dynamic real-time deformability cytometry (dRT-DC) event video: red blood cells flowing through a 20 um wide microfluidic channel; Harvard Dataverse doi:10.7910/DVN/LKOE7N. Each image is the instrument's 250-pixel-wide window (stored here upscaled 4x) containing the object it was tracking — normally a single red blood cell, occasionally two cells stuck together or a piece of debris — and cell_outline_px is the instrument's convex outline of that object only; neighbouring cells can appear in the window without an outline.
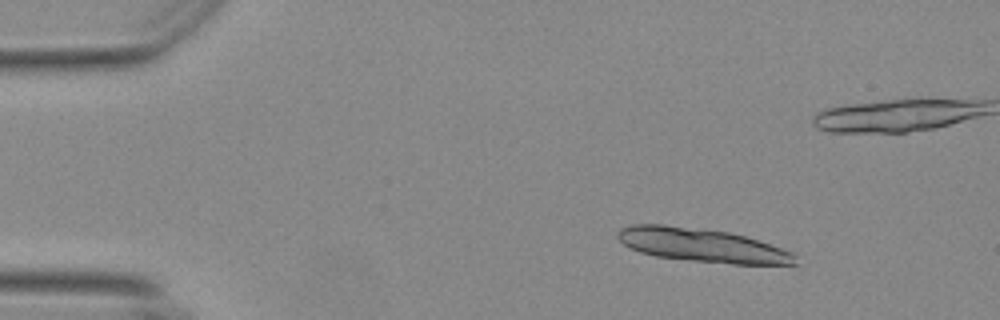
{"species": "Egyptian fruit bat (a non-hibernating species)", "species_latin": "Rousettus aegyptiacus", "temperature_condition": "warm", "stored_images_in_passage": 17, "camera_frame_rate_fps": 3000, "um_per_image_px": 0.085, "animal": {"sex": "female"}, "frame": {"image": 1, "passage_image": 8, "time_ms": 2.333, "image_size_px": [1000, 320], "cell_outline_px": [[796, 264], [732, 264], [692, 260], [656, 256], [640, 252], [624, 244], [616, 236], [616, 232], [620, 228], [632, 224], [664, 224], [728, 232], [744, 236], [792, 252], [796, 256]], "centroid_in_image_um": [59.62, 20.83], "position_along_channel_um": 25.4, "area_um2": 34.33}}